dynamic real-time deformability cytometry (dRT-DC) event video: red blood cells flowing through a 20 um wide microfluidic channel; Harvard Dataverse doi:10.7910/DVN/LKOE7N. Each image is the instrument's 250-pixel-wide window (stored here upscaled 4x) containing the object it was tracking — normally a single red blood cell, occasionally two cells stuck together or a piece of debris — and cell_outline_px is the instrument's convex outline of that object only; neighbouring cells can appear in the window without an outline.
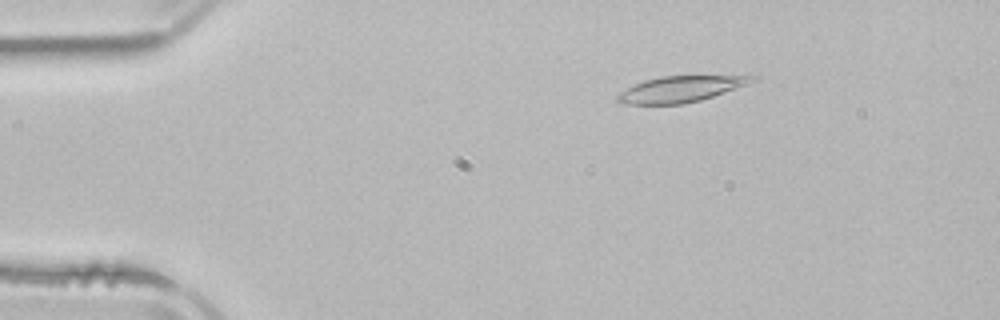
{"species": "common noctule bat (a hibernating species)", "species_latin": "Nyctalus noctula", "temperature_condition": "room temperature", "stored_images_in_passage": 6, "camera_frame_rate_fps": 3000, "um_per_image_px": 0.085, "animal": {"sex": "male", "body_mass_g": 21.5, "forearm_length_mm": 52.0}, "frame": {"image": 1, "passage_image": 2, "time_ms": 2.333, "image_size_px": [1000, 320], "cell_outline_px": [[760, 76], [756, 80], [748, 84], [700, 100], [684, 104], [624, 104], [616, 100], [616, 96], [620, 92], [644, 80], [660, 76]], "centroid_in_image_um": [57.83, 7.57], "position_along_channel_um": 27.2, "area_um2": 20.11}}
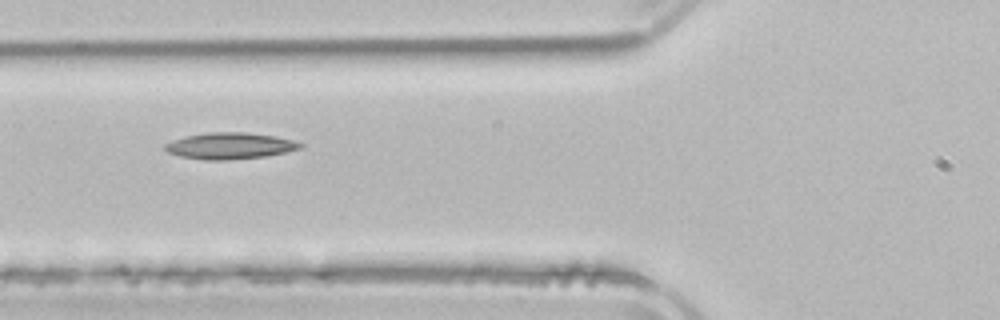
{"frame": {"image": 2, "passage_image": 5, "time_ms": 6.0, "image_size_px": [1000, 320], "cell_outline_px": [[304, 148], [288, 152], [264, 156], [228, 160], [204, 160], [180, 156], [168, 152], [164, 148], [164, 144], [172, 140], [184, 136], [208, 132], [244, 132], [276, 136], [292, 140], [304, 144]], "centroid_in_image_um": [19.55, 12.39], "position_along_channel_um": 106.2, "area_um2": 20.98}}
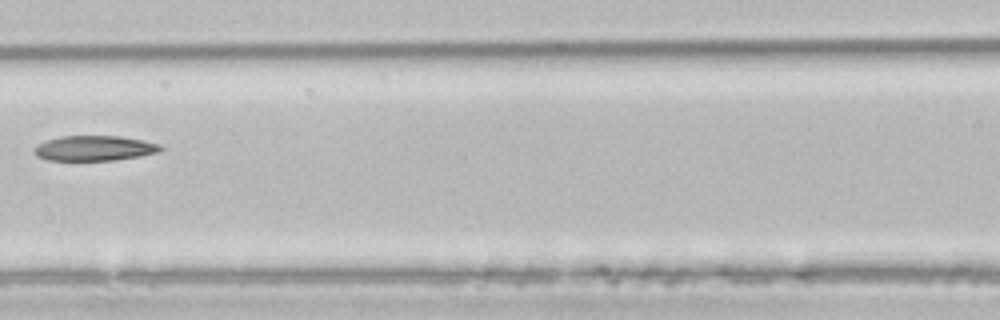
{"frame": {"image": 3, "passage_image": 6, "time_ms": 7.333, "image_size_px": [1000, 320], "cell_outline_px": [[164, 148], [160, 152], [140, 156], [112, 160], [48, 160], [36, 156], [32, 148], [36, 144], [60, 136], [120, 136], [144, 140], [160, 144]], "centroid_in_image_um": [8.03, 12.59], "position_along_channel_um": 158.6, "area_um2": 18.61}}